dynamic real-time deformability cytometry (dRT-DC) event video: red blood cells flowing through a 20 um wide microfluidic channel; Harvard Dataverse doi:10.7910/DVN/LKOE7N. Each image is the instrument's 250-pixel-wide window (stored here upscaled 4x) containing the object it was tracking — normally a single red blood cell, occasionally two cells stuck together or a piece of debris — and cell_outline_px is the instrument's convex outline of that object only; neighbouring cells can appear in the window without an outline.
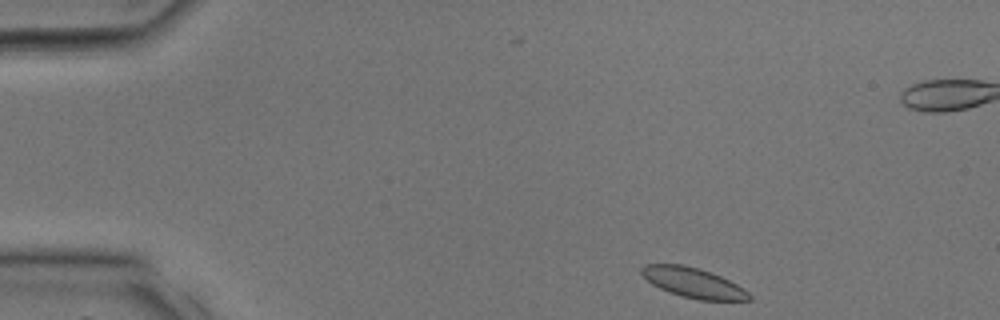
{"species": "common noctule bat (a hibernating species)", "species_latin": "Nyctalus noctula", "temperature_condition": "room temperature", "stored_images_in_passage": 32, "camera_frame_rate_fps": 3000, "um_per_image_px": 0.085, "animal": {"sex": "male", "body_mass_g": 17.9, "forearm_length_mm": 54.2}, "frame": {"image": 1, "passage_image": 1, "time_ms": 0.0, "image_size_px": [1000, 320], "cell_outline_px": [[752, 300], [700, 300], [680, 296], [668, 292], [652, 284], [640, 272], [640, 268], [644, 264], [680, 264], [700, 268], [720, 276], [744, 288], [752, 296]], "centroid_in_image_um": [58.92, 24.03], "position_along_channel_um": 26.1, "area_um2": 18.79}}
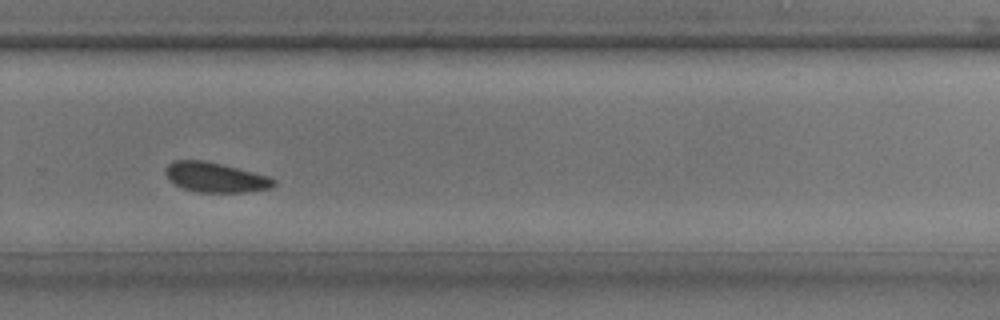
{"frame": {"image": 2, "passage_image": 20, "time_ms": 6.333, "image_size_px": [1000, 320], "cell_outline_px": [[276, 184], [272, 188], [248, 192], [196, 192], [184, 188], [168, 180], [164, 172], [164, 168], [172, 160], [204, 160], [268, 176], [276, 180]], "centroid_in_image_um": [18.28, 15.08], "position_along_channel_um": 311.5, "area_um2": 18.84}}
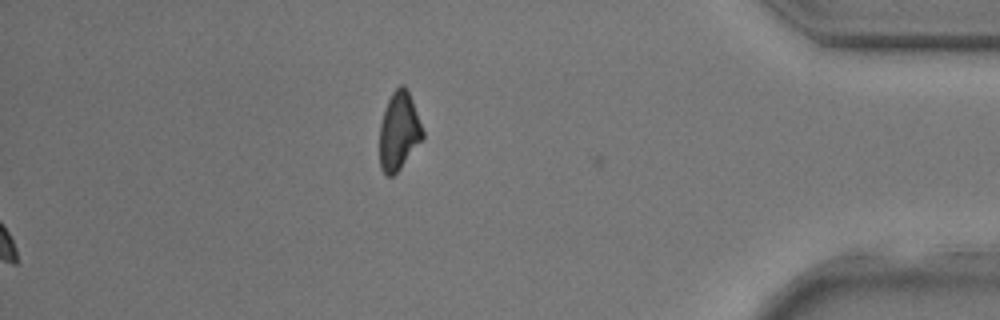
{"frame": {"image": 3, "passage_image": 32, "time_ms": 10.333, "image_size_px": [1000, 320], "cell_outline_px": [[424, 136], [400, 168], [392, 176], [388, 176], [380, 168], [380, 124], [384, 108], [392, 92], [400, 84], [404, 84], [412, 100], [424, 132]], "centroid_in_image_um": [33.89, 11.12], "position_along_channel_um": 401.3, "area_um2": 19.31}}